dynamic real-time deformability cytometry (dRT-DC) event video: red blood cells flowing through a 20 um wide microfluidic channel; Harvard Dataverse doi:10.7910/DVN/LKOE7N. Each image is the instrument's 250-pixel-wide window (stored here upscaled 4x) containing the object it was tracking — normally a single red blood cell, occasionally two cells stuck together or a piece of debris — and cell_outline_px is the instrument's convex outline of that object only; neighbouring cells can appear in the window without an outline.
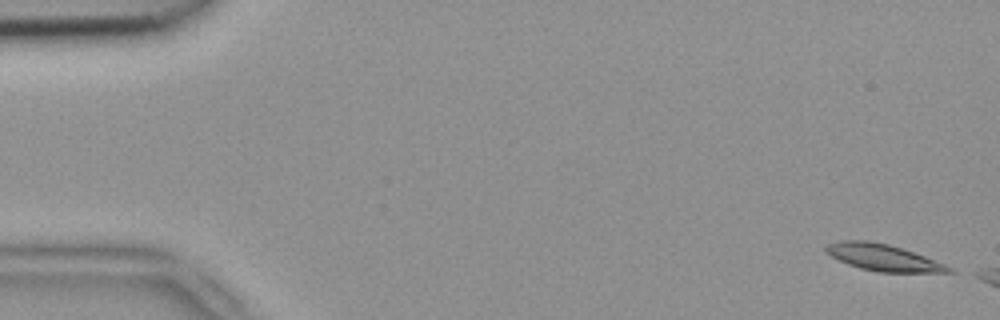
{"species": "common noctule bat (a hibernating species)", "species_latin": "Nyctalus noctula", "temperature_condition": "room temperature", "stored_images_in_passage": 8, "camera_frame_rate_fps": 3000, "um_per_image_px": 0.085, "animal": {"sex": "female", "body_mass_g": 18.4}, "frame": {"image": 1, "passage_image": 2, "time_ms": 0.333, "image_size_px": [1000, 320], "cell_outline_px": [[956, 272], [880, 272], [860, 268], [848, 264], [824, 252], [824, 244], [840, 240], [868, 240], [888, 244], [924, 256], [944, 264], [952, 268]], "centroid_in_image_um": [75.0, 21.87], "position_along_channel_um": 10.0, "area_um2": 18.9}}